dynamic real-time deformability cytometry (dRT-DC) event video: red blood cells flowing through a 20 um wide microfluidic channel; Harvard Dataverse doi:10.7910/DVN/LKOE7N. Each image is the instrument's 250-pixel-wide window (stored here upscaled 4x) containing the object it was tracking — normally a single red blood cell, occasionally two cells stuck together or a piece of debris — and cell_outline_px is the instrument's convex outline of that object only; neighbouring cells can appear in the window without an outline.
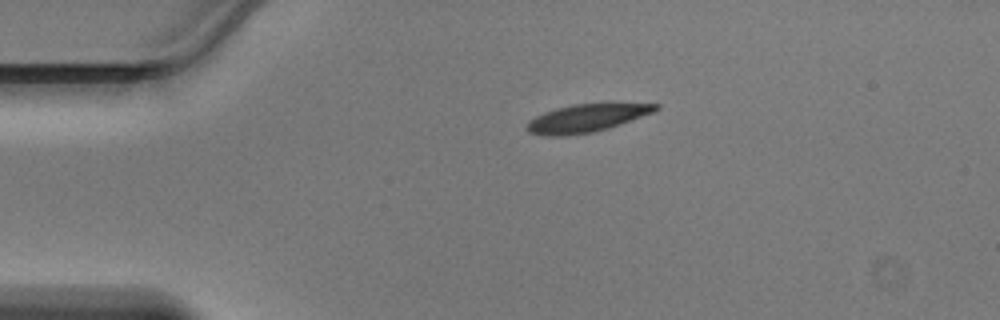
{"species": "Egyptian fruit bat (a non-hibernating species)", "species_latin": "Rousettus aegyptiacus", "temperature_condition": "warm", "stored_images_in_passage": 38, "camera_frame_rate_fps": 3000, "um_per_image_px": 0.085, "animal": {"sex": "male"}, "frame": {"image": 1, "passage_image": 1, "time_ms": 0.0, "image_size_px": [1000, 320], "cell_outline_px": [[660, 108], [652, 112], [608, 128], [592, 132], [568, 136], [548, 136], [528, 132], [524, 128], [536, 116], [556, 108], [576, 104], [660, 104]], "centroid_in_image_um": [49.81, 10.06], "position_along_channel_um": 35.2, "area_um2": 20.35}}
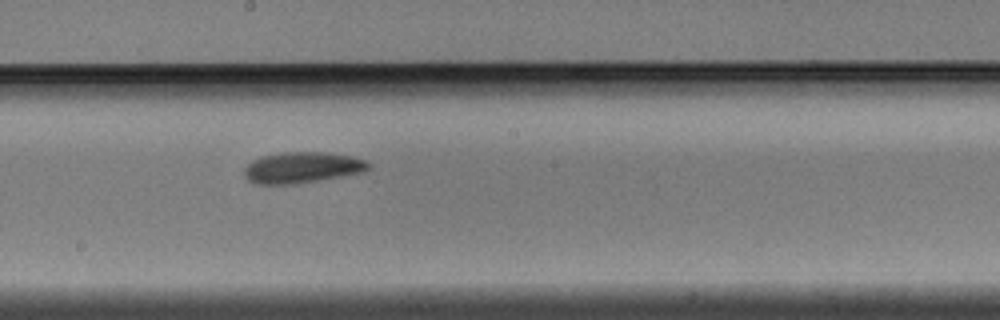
{"frame": {"image": 2, "passage_image": 17, "time_ms": 5.333, "image_size_px": [1000, 320], "cell_outline_px": [[372, 164], [364, 172], [296, 184], [256, 184], [248, 180], [244, 176], [244, 168], [252, 160], [260, 156], [284, 152], [328, 152], [352, 156], [368, 160]], "centroid_in_image_um": [25.69, 14.23], "position_along_channel_um": 222.5, "area_um2": 22.72}}
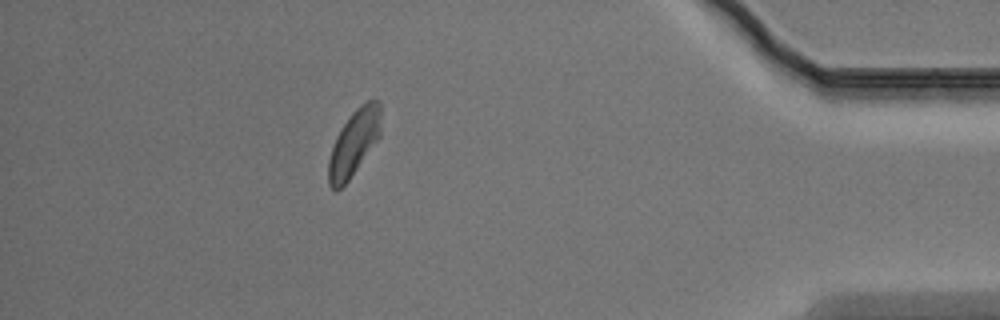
{"frame": {"image": 3, "passage_image": 33, "time_ms": 10.667, "image_size_px": [1000, 320], "cell_outline_px": [[380, 136], [348, 180], [336, 192], [328, 184], [328, 160], [336, 136], [340, 128], [352, 112], [360, 104], [368, 100], [380, 100]], "centroid_in_image_um": [30.07, 12.12], "position_along_channel_um": 405.1, "area_um2": 19.94}}